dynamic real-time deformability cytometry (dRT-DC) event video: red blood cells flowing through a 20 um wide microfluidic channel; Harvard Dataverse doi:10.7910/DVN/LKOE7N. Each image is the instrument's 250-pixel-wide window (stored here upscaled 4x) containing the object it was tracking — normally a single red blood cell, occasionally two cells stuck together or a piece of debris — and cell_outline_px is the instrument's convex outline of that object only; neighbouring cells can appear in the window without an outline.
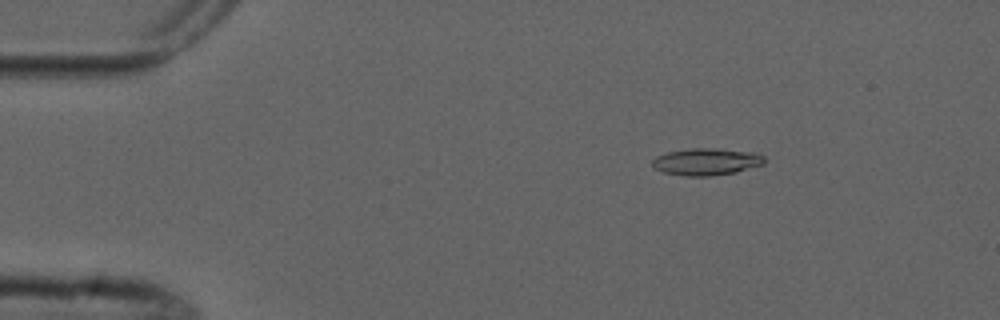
{"species": "common noctule bat (a hibernating species)", "species_latin": "Nyctalus noctula", "temperature_condition": "cold", "stored_images_in_passage": 5, "camera_frame_rate_fps": 3000, "um_per_image_px": 0.085, "animal": {"sex": "male", "forearm_length_mm": 52.5}, "frame": {"image": 1, "passage_image": 3, "time_ms": 2.667, "image_size_px": [1000, 320], "cell_outline_px": [[764, 164], [736, 172], [708, 176], [684, 176], [664, 172], [656, 168], [652, 164], [652, 160], [656, 156], [668, 152], [688, 148], [712, 148], [756, 152], [764, 156]], "centroid_in_image_um": [60.06, 13.74], "position_along_channel_um": 24.9, "area_um2": 17.63}}